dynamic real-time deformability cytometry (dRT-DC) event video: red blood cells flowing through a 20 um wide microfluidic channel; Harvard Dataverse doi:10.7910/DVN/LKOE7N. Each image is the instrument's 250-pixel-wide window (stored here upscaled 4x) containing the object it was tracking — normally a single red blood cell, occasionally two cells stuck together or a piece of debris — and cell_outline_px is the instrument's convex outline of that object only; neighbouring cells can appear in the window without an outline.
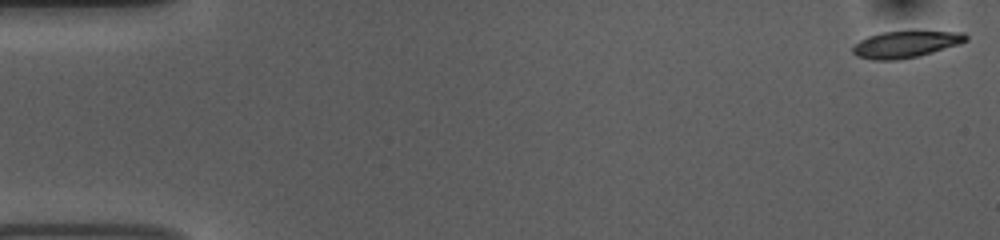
{"species": "common noctule bat (a hibernating species)", "species_latin": "Nyctalus noctula", "temperature_condition": "room temperature", "stored_images_in_passage": 53, "camera_frame_rate_fps": 3000, "um_per_image_px": 0.085, "animal": {"sex": "female", "body_mass_g": 10.0, "forearm_length_mm": 53.1}, "frame": {"image": 1, "passage_image": 1, "time_ms": 0.0, "image_size_px": [1000, 240], "cell_outline_px": [[968, 40], [960, 44], [932, 52], [916, 56], [896, 60], [872, 60], [856, 56], [852, 52], [852, 48], [860, 40], [868, 36], [880, 32], [964, 32], [968, 36]], "centroid_in_image_um": [76.96, 3.77], "position_along_channel_um": 8.0, "area_um2": 17.34}}
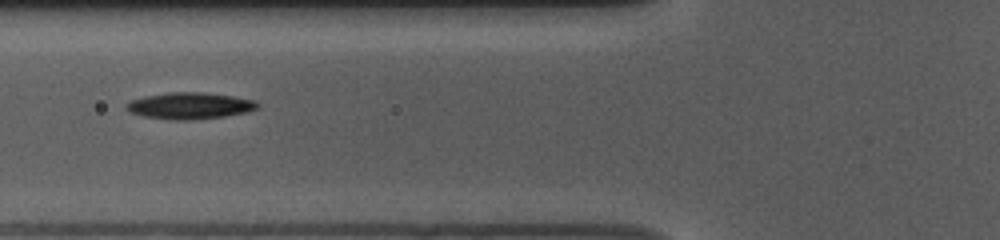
{"frame": {"image": 2, "passage_image": 20, "time_ms": 6.333, "image_size_px": [1000, 240], "cell_outline_px": [[260, 108], [244, 112], [224, 116], [192, 120], [172, 120], [144, 116], [132, 112], [124, 104], [132, 100], [144, 96], [168, 92], [204, 92], [232, 96], [256, 100], [260, 104]], "centroid_in_image_um": [16.17, 8.98], "position_along_channel_um": 109.6, "area_um2": 20.23}}
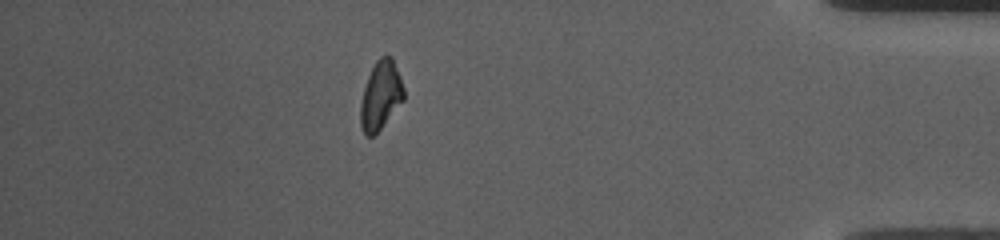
{"frame": {"image": 3, "passage_image": 47, "time_ms": 15.333, "image_size_px": [1000, 240], "cell_outline_px": [[404, 100], [380, 128], [372, 136], [368, 136], [364, 132], [360, 124], [360, 104], [364, 88], [368, 76], [376, 60], [380, 56], [392, 56], [400, 76], [404, 88]], "centroid_in_image_um": [32.36, 8.08], "position_along_channel_um": 402.8, "area_um2": 17.11}, "authors_computed_cell_mechanics": {"area_um2": 18.2648, "velocity_mm_per_s": 3.7301, "shape_relaxation_time_tau1_ms": 2.7359, "shape_relaxation_time_tau2_ms": null, "deformation_change_tau1": 0.1215, "deformation_change_tau2": null}}